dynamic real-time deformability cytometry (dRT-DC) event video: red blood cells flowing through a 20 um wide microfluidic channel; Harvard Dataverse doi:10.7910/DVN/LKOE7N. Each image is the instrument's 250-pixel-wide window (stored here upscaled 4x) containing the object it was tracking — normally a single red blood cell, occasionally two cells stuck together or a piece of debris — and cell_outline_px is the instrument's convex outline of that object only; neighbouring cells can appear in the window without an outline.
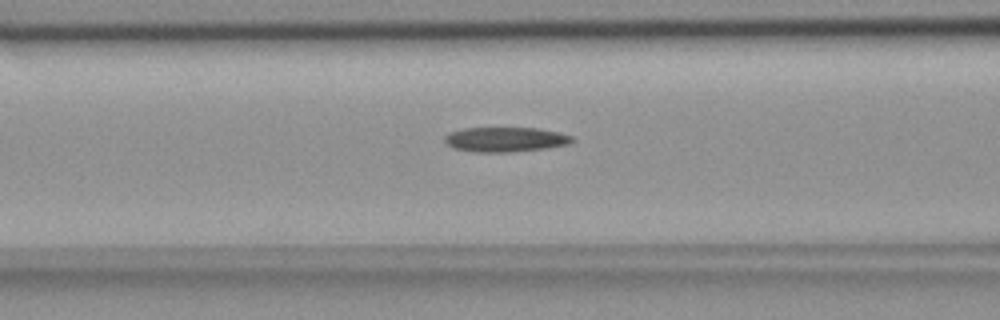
{"species": "common noctule bat (a hibernating species)", "species_latin": "Nyctalus noctula", "temperature_condition": "room temperature", "stored_images_in_passage": 38, "camera_frame_rate_fps": 3000, "um_per_image_px": 0.085, "animal": {"sex": "female", "body_mass_g": 18.4}, "frame": {"image": 1, "passage_image": 7, "time_ms": 2.0, "image_size_px": [1000, 320], "cell_outline_px": [[576, 140], [568, 144], [544, 148], [512, 152], [472, 152], [452, 148], [444, 140], [444, 136], [448, 132], [464, 128], [536, 128], [556, 132], [572, 136]], "centroid_in_image_um": [42.91, 11.86], "position_along_channel_um": 123.7, "area_um2": 18.38}}
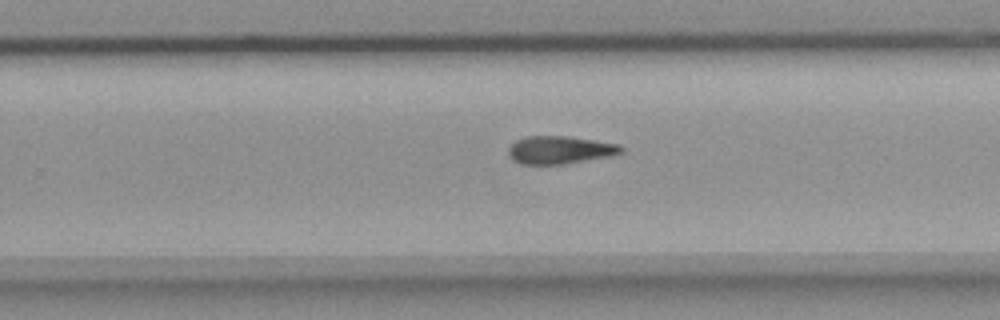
{"frame": {"image": 2, "passage_image": 20, "time_ms": 6.333, "image_size_px": [1000, 320], "cell_outline_px": [[624, 152], [612, 156], [564, 164], [520, 164], [512, 160], [508, 156], [508, 148], [516, 140], [524, 136], [568, 136], [620, 144], [624, 148]], "centroid_in_image_um": [47.6, 12.74], "position_along_channel_um": 282.2, "area_um2": 18.55}}
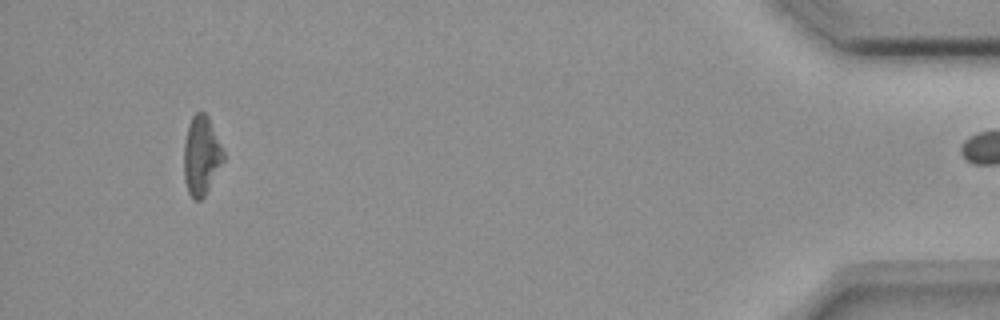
{"frame": {"image": 3, "passage_image": 37, "time_ms": 12.0, "image_size_px": [1000, 320], "cell_outline_px": [[224, 160], [204, 196], [200, 200], [192, 200], [188, 192], [184, 180], [184, 140], [188, 124], [192, 116], [196, 112], [204, 112], [208, 116], [224, 152]], "centroid_in_image_um": [17.09, 13.22], "position_along_channel_um": 418.1, "area_um2": 18.21}}